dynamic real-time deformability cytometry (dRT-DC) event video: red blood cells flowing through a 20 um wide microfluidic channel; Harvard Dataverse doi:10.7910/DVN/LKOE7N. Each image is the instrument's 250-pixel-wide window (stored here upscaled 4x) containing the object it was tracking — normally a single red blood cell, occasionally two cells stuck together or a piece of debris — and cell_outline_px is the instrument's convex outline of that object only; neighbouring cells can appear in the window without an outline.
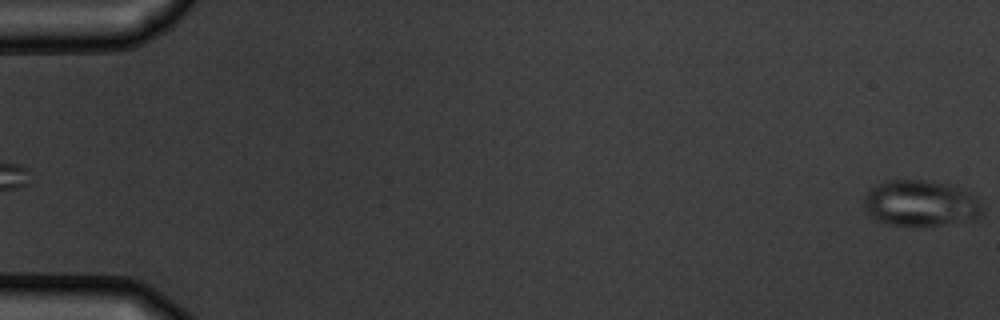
{"species": "common noctule bat (a hibernating species)", "species_latin": "Nyctalus noctula", "temperature_condition": "warm", "stored_images_in_passage": 5, "camera_frame_rate_fps": 3000, "um_per_image_px": 0.085, "animal": {"sex": "male", "body_mass_g": 19.5, "forearm_length_mm": 54.6}, "frame": {"image": 1, "passage_image": 5, "time_ms": 5.333, "image_size_px": [1000, 320], "cell_outline_px": [[984, 204], [980, 220], [940, 224], [888, 224], [872, 216], [864, 208], [864, 196], [876, 184], [884, 180], [932, 180], [964, 188], [976, 196]], "centroid_in_image_um": [78.35, 17.24], "position_along_channel_um": 6.7, "area_um2": 31.96}}